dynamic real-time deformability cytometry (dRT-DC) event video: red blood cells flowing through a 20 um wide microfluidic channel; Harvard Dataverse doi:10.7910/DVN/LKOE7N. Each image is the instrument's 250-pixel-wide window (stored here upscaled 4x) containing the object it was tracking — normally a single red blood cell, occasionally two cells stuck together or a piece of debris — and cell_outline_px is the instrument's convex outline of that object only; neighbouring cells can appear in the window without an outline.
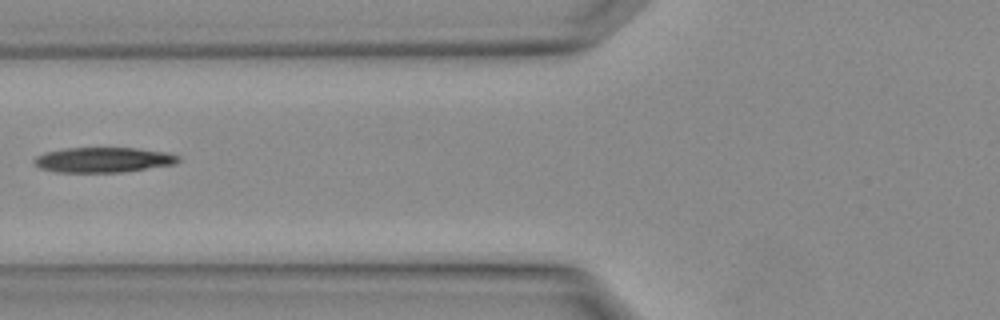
{"species": "Egyptian fruit bat (a non-hibernating species)", "species_latin": "Rousettus aegyptiacus", "temperature_condition": "warm", "stored_images_in_passage": 5, "camera_frame_rate_fps": 3000, "um_per_image_px": 0.085, "animal": {"sex": "female"}, "frame": {"image": 1, "passage_image": 5, "time_ms": 1.333, "image_size_px": [1000, 320], "cell_outline_px": [[180, 160], [176, 164], [120, 172], [56, 172], [40, 168], [32, 164], [32, 160], [36, 156], [44, 152], [64, 148], [136, 148], [164, 152], [180, 156]], "centroid_in_image_um": [8.72, 13.58], "position_along_channel_um": 117.1, "area_um2": 21.15}}